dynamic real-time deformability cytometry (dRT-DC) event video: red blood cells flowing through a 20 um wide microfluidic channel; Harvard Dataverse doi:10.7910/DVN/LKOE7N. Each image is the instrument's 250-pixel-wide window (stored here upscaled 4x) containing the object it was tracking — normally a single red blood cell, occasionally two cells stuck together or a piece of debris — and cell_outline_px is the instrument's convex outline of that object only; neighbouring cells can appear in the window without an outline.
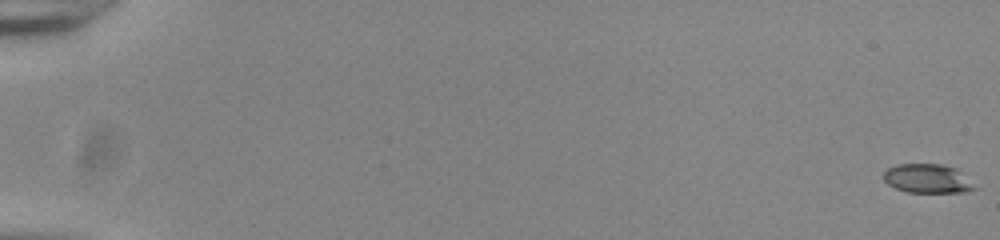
{"species": "common noctule bat (a hibernating species)", "species_latin": "Nyctalus noctula", "temperature_condition": "room temperature", "stored_images_in_passage": 56, "camera_frame_rate_fps": 3000, "um_per_image_px": 0.085, "animal": {"sex": "male", "body_mass_g": 20.0, "forearm_length_mm": 53.3}, "frame": {"image": 1, "passage_image": 1, "time_ms": 0.0, "image_size_px": [1000, 240], "cell_outline_px": [[976, 188], [964, 192], [908, 192], [896, 188], [888, 184], [884, 180], [884, 172], [888, 168], [896, 164], [940, 164], [956, 168]], "centroid_in_image_um": [78.79, 15.17], "position_along_channel_um": 6.2, "area_um2": 15.09}}
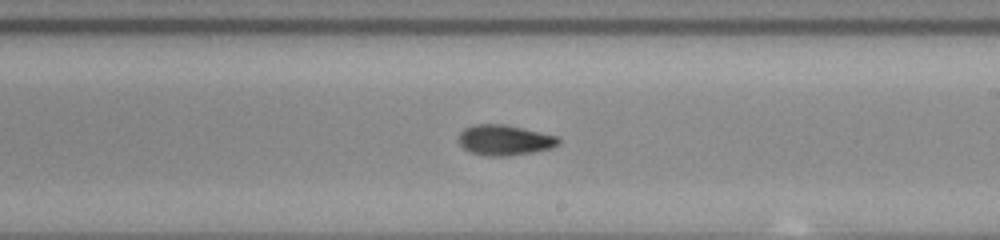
{"frame": {"image": 2, "passage_image": 35, "time_ms": 11.333, "image_size_px": [1000, 240], "cell_outline_px": [[560, 140], [556, 144], [548, 148], [532, 152], [508, 156], [484, 156], [468, 152], [460, 144], [460, 132], [464, 128], [476, 124], [504, 124], [560, 136]], "centroid_in_image_um": [42.87, 11.91], "position_along_channel_um": 246.1, "area_um2": 17.63}}
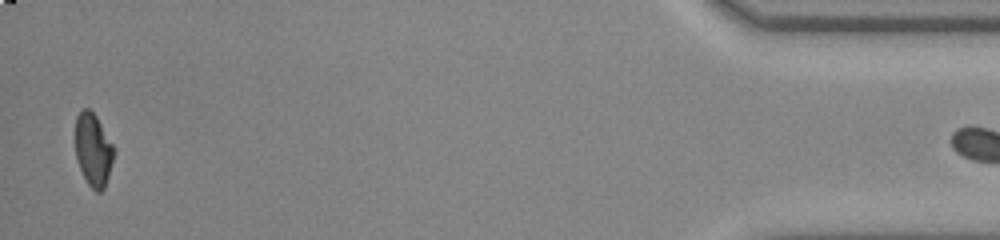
{"frame": {"image": 3, "passage_image": 55, "time_ms": 18.0, "image_size_px": [1000, 240], "cell_outline_px": [[112, 160], [104, 188], [100, 192], [96, 192], [88, 184], [80, 168], [76, 156], [76, 116], [84, 108], [88, 108], [96, 116], [112, 144]], "centroid_in_image_um": [7.89, 12.72], "position_along_channel_um": 427.3, "area_um2": 15.72}}